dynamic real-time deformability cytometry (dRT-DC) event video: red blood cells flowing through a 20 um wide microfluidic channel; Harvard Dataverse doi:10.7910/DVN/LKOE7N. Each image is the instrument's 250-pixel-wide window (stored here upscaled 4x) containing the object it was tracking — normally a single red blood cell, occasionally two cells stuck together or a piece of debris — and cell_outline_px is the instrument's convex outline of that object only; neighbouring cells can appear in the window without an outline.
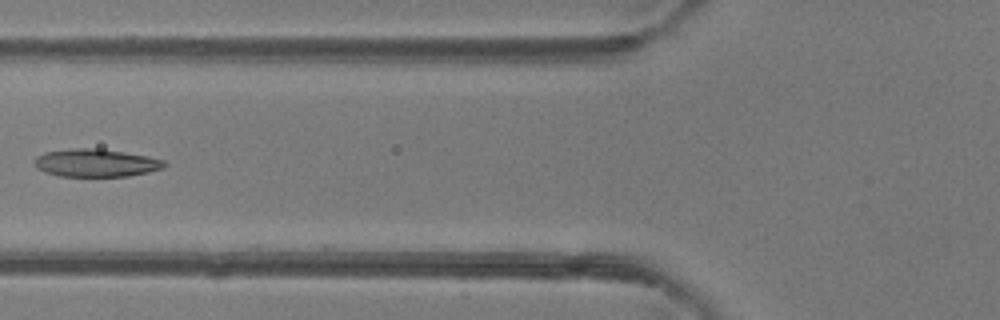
{"species": "common noctule bat (a hibernating species)", "species_latin": "Nyctalus noctula", "temperature_condition": "room temperature", "stored_images_in_passage": 6, "camera_frame_rate_fps": 3000, "um_per_image_px": 0.085, "animal": {"sex": "female"}, "frame": {"image": 1, "passage_image": 6, "time_ms": 1.667, "image_size_px": [1000, 320], "cell_outline_px": [[168, 164], [164, 168], [148, 172], [128, 176], [60, 176], [44, 172], [36, 168], [32, 164], [32, 160], [36, 156], [44, 152], [72, 148], [96, 148], [124, 152], [148, 156], [164, 160]], "centroid_in_image_um": [8.11, 13.84], "position_along_channel_um": 117.7, "area_um2": 21.33}}